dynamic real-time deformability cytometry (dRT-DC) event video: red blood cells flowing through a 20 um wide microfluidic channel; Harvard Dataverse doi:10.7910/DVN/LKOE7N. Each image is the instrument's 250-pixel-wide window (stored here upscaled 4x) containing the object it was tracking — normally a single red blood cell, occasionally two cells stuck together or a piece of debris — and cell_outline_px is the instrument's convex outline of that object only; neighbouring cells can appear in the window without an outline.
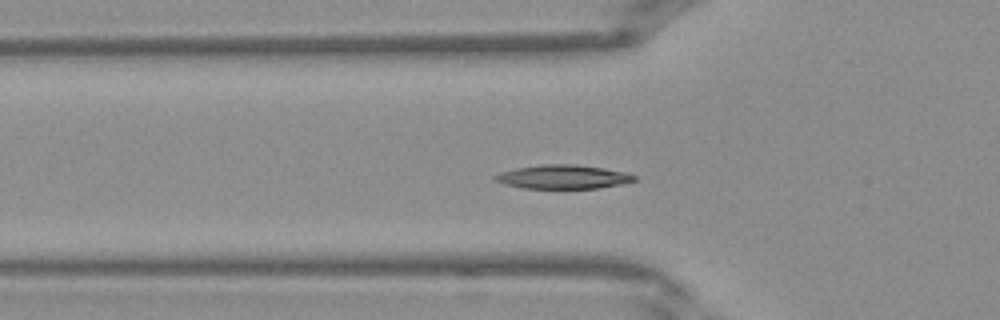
{"species": "Egyptian fruit bat (a non-hibernating species)", "species_latin": "Rousettus aegyptiacus", "temperature_condition": "warm", "stored_images_in_passage": 38, "camera_frame_rate_fps": 3000, "um_per_image_px": 0.085, "frame": {"image": 1, "passage_image": 10, "time_ms": 3.0, "image_size_px": [1000, 320], "cell_outline_px": [[636, 180], [620, 184], [600, 188], [524, 188], [504, 184], [492, 180], [492, 176], [500, 172], [516, 168], [544, 164], [576, 164], [604, 168], [624, 172], [636, 176]], "centroid_in_image_um": [47.81, 15.03], "position_along_channel_um": 78.0, "area_um2": 19.36}}
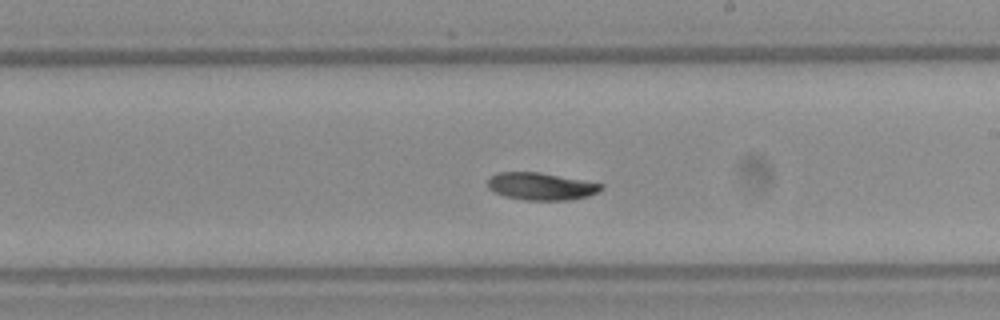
{"frame": {"image": 2, "passage_image": 20, "time_ms": 6.333, "image_size_px": [1000, 320], "cell_outline_px": [[604, 188], [600, 192], [588, 196], [568, 200], [524, 200], [504, 196], [488, 188], [488, 180], [492, 176], [500, 172], [540, 172], [604, 184]], "centroid_in_image_um": [46.03, 15.84], "position_along_channel_um": 243.0, "area_um2": 18.09}}
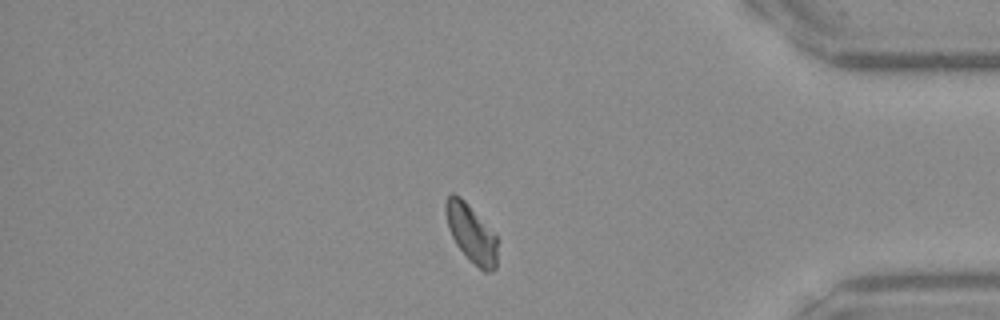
{"frame": {"image": 3, "passage_image": 31, "time_ms": 10.0, "image_size_px": [1000, 320], "cell_outline_px": [[496, 268], [492, 272], [484, 272], [468, 260], [456, 244], [448, 228], [444, 212], [444, 200], [452, 192], [460, 196], [468, 204], [496, 236]], "centroid_in_image_um": [40.01, 19.84], "position_along_channel_um": 395.2, "area_um2": 17.51}}